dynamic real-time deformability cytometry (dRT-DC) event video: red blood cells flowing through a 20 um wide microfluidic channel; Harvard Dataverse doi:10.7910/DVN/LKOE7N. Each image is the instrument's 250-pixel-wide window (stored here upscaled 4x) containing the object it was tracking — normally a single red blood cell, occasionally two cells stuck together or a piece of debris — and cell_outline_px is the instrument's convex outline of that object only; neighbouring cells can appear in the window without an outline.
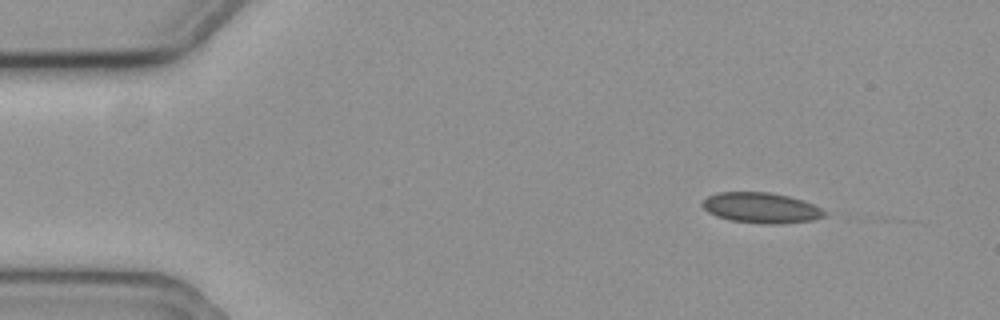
{"species": "common noctule bat (a hibernating species)", "species_latin": "Nyctalus noctula", "temperature_condition": "cold", "stored_images_in_passage": 52, "camera_frame_rate_fps": 3000, "um_per_image_px": 0.085, "animal": {"sex": "female", "body_mass_g": 19.3, "forearm_length_mm": 54.1}, "frame": {"image": 1, "passage_image": 1, "time_ms": 0.0, "image_size_px": [1000, 320], "cell_outline_px": [[824, 216], [812, 220], [780, 224], [764, 224], [728, 220], [716, 216], [708, 212], [700, 204], [708, 196], [716, 192], [768, 192], [788, 196], [812, 204], [820, 208], [824, 212]], "centroid_in_image_um": [64.63, 17.67], "position_along_channel_um": 20.4, "area_um2": 21.56}}
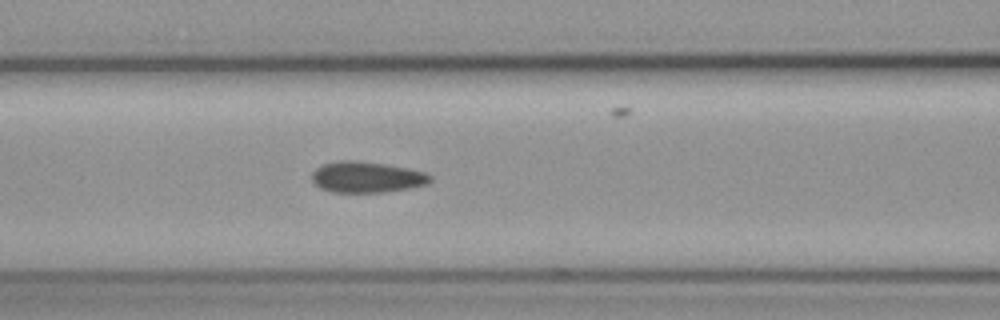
{"frame": {"image": 2, "passage_image": 18, "time_ms": 5.667, "image_size_px": [1000, 320], "cell_outline_px": [[432, 180], [428, 184], [408, 188], [380, 192], [332, 192], [320, 188], [312, 180], [312, 172], [316, 168], [324, 164], [340, 160], [356, 160], [384, 164], [424, 172], [432, 176]], "centroid_in_image_um": [31.15, 15.05], "position_along_channel_um": 135.5, "area_um2": 21.15}}
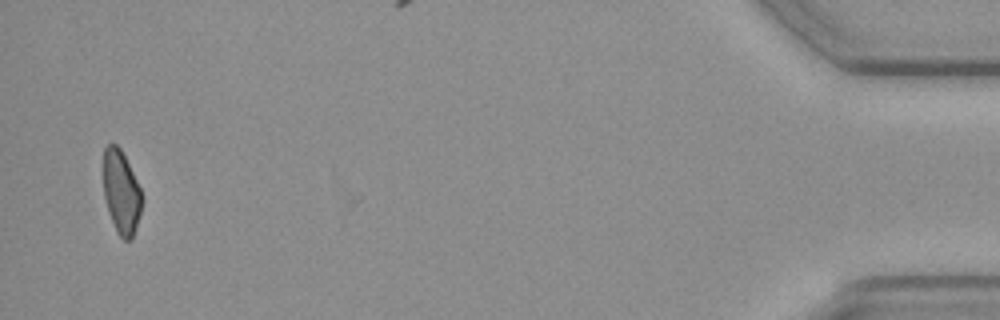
{"frame": {"image": 3, "passage_image": 50, "time_ms": 16.333, "image_size_px": [1000, 320], "cell_outline_px": [[140, 212], [136, 228], [132, 240], [124, 240], [116, 232], [108, 212], [104, 196], [104, 148], [108, 144], [116, 144], [120, 148], [140, 188]], "centroid_in_image_um": [10.28, 16.37], "position_along_channel_um": 424.9, "area_um2": 18.32}, "authors_computed_cell_mechanics": {"area_um2": 20.9814, "velocity_mm_per_s": 3.5952, "shape_relaxation_time_tau1_ms": null, "shape_relaxation_time_tau2_ms": 3.0181, "deformation_change_tau1": null, "deformation_change_tau2": 0.0949}}